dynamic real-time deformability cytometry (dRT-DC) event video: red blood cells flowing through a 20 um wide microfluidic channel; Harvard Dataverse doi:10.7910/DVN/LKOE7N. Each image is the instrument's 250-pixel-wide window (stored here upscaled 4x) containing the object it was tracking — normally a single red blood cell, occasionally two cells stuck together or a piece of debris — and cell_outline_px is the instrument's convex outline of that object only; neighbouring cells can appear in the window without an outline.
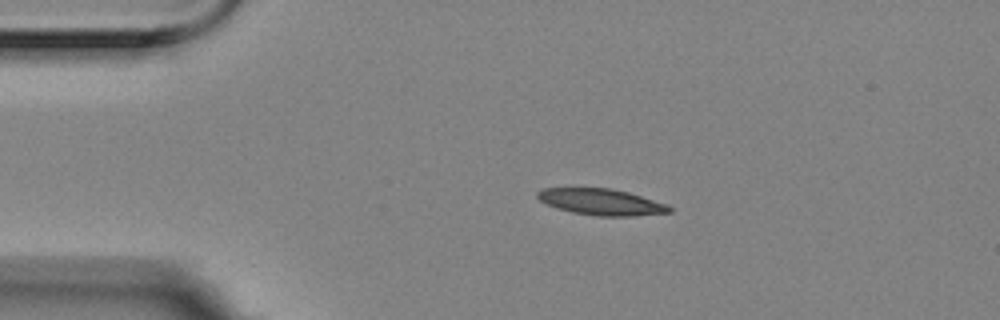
{"species": "Egyptian fruit bat (a non-hibernating species)", "species_latin": "Rousettus aegyptiacus", "temperature_condition": "room temperature", "stored_images_in_passage": 5, "camera_frame_rate_fps": 3000, "um_per_image_px": 0.085, "animal": {"sex": "female"}, "frame": {"image": 1, "passage_image": 2, "time_ms": 0.333, "image_size_px": [1000, 320], "cell_outline_px": [[672, 212], [632, 216], [596, 216], [572, 212], [556, 208], [540, 200], [536, 196], [536, 192], [544, 188], [612, 188], [628, 192], [668, 204], [672, 208]], "centroid_in_image_um": [51.12, 17.16], "position_along_channel_um": 33.9, "area_um2": 20.23}}
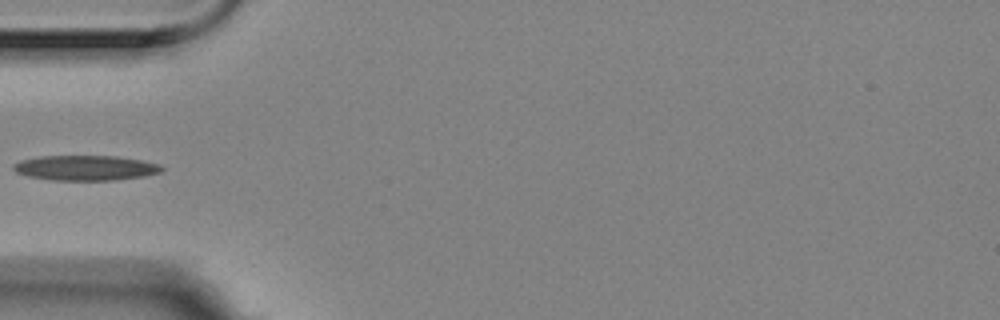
{"frame": {"image": 2, "passage_image": 4, "time_ms": 1.0, "image_size_px": [1000, 320], "cell_outline_px": [[164, 168], [160, 172], [144, 176], [116, 180], [52, 180], [28, 176], [16, 172], [12, 168], [12, 164], [20, 160], [40, 156], [116, 156], [140, 160], [160, 164]], "centroid_in_image_um": [7.25, 14.27], "position_along_channel_um": 77.8, "area_um2": 21.68}}
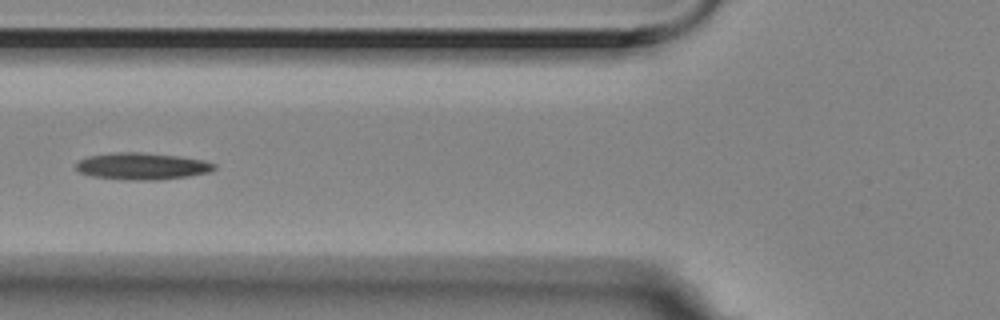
{"frame": {"image": 3, "passage_image": 5, "time_ms": 1.333, "image_size_px": [1000, 320], "cell_outline_px": [[216, 168], [208, 172], [188, 176], [156, 180], [128, 180], [92, 176], [80, 172], [76, 168], [76, 160], [88, 156], [116, 152], [140, 152], [180, 156], [204, 160], [216, 164]], "centroid_in_image_um": [12.06, 14.12], "position_along_channel_um": 113.7, "area_um2": 21.68}}